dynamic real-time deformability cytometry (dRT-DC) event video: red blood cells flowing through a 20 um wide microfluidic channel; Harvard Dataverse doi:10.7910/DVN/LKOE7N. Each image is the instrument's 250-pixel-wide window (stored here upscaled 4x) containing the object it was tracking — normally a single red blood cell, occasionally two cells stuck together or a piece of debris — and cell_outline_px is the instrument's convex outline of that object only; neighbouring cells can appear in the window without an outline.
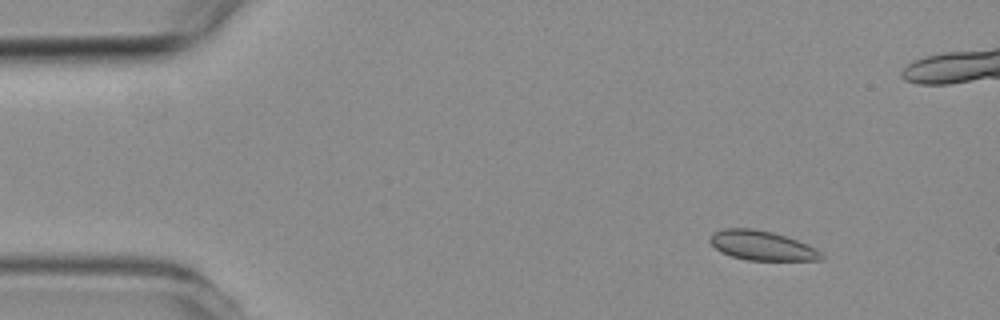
{"species": "common noctule bat (a hibernating species)", "species_latin": "Nyctalus noctula", "temperature_condition": "room temperature", "stored_images_in_passage": 5, "camera_frame_rate_fps": 3000, "um_per_image_px": 0.085, "animal": {"sex": "female", "body_mass_g": 19.3, "forearm_length_mm": 54.1}, "frame": {"image": 1, "passage_image": 1, "time_ms": 0.0, "image_size_px": [1000, 320], "cell_outline_px": [[824, 256], [820, 260], [748, 260], [732, 256], [720, 252], [708, 240], [712, 232], [724, 228], [756, 228], [772, 232], [796, 240], [816, 248]], "centroid_in_image_um": [64.72, 20.86], "position_along_channel_um": 20.3, "area_um2": 19.07}}
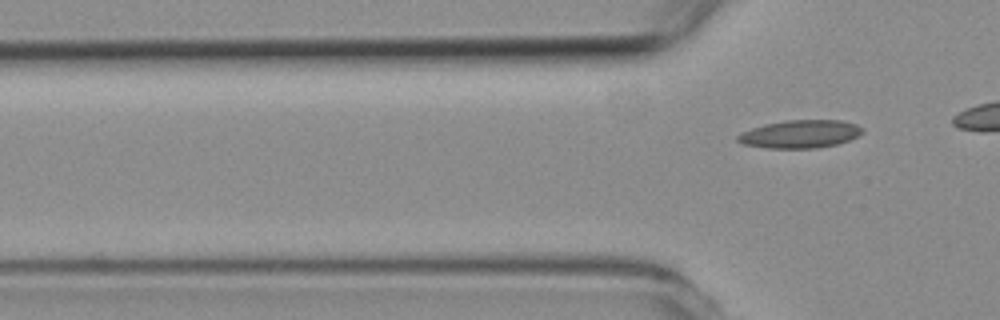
{"frame": {"image": 2, "passage_image": 5, "time_ms": 5.333, "image_size_px": [1000, 320], "cell_outline_px": [[864, 132], [860, 136], [836, 144], [816, 148], [768, 148], [740, 144], [736, 140], [736, 136], [752, 128], [764, 124], [784, 120], [840, 120], [856, 124], [864, 128]], "centroid_in_image_um": [68.02, 11.39], "position_along_channel_um": 57.8, "area_um2": 20.46}}